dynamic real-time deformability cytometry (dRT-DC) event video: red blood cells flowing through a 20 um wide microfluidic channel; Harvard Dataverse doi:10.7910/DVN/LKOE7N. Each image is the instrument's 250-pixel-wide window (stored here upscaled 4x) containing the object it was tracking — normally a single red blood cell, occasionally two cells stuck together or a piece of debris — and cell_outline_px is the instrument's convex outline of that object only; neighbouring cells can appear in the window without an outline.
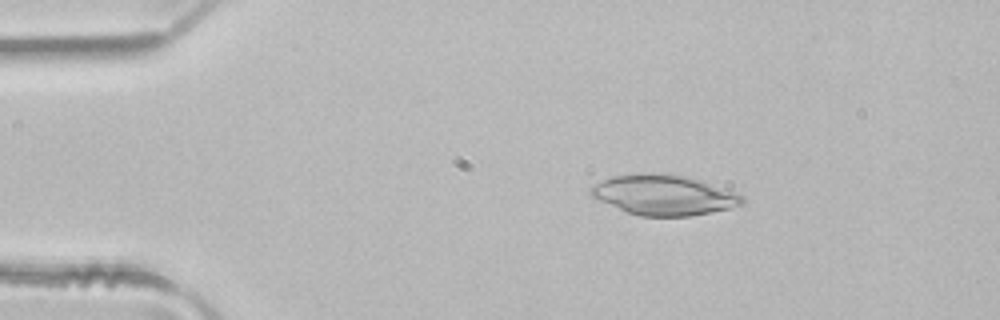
{"species": "common noctule bat (a hibernating species)", "species_latin": "Nyctalus noctula", "temperature_condition": "room temperature", "stored_images_in_passage": 41, "camera_frame_rate_fps": 3000, "um_per_image_px": 0.085, "animal": {"sex": "male", "body_mass_g": 21.5, "forearm_length_mm": 52.0}, "frame": {"image": 1, "passage_image": 1, "time_ms": 0.0, "image_size_px": [1000, 320], "cell_outline_px": [[744, 204], [712, 212], [688, 216], [640, 216], [628, 212], [600, 200], [592, 196], [588, 192], [588, 188], [612, 176], [644, 172], [652, 172], [684, 176], [736, 192], [744, 196]], "centroid_in_image_um": [56.42, 16.57], "position_along_channel_um": 28.6, "area_um2": 35.08}}
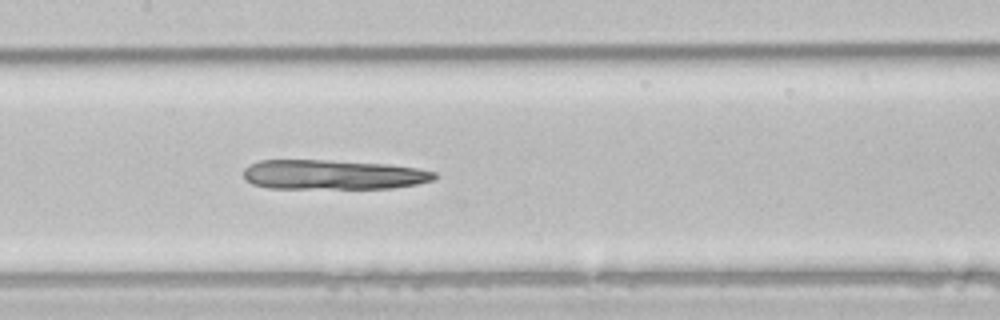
{"frame": {"image": 2, "passage_image": 16, "time_ms": 5.0, "image_size_px": [1000, 320], "cell_outline_px": [[440, 176], [436, 180], [416, 184], [392, 188], [268, 188], [252, 184], [244, 180], [244, 168], [248, 164], [260, 160], [332, 160], [388, 164], [416, 168], [436, 172]], "centroid_in_image_um": [28.31, 14.84], "position_along_channel_um": 179.1, "area_um2": 33.35}}
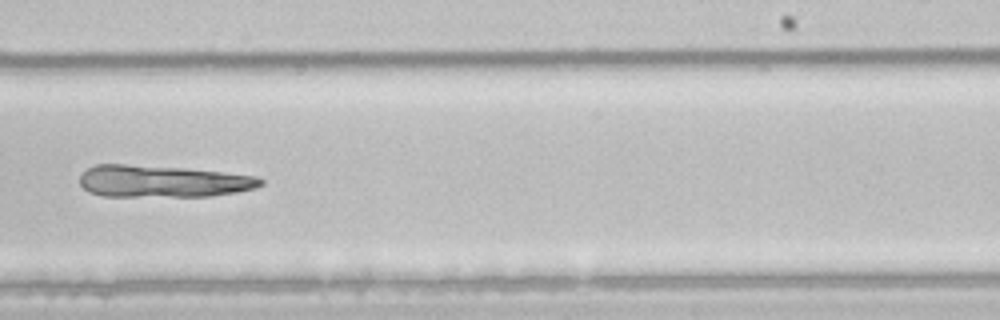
{"frame": {"image": 3, "passage_image": 23, "time_ms": 7.333, "image_size_px": [1000, 320], "cell_outline_px": [[264, 184], [256, 188], [236, 192], [212, 196], [104, 196], [88, 192], [80, 184], [80, 176], [88, 168], [96, 164], [128, 164], [188, 168], [256, 176], [264, 180]], "centroid_in_image_um": [13.84, 15.4], "position_along_channel_um": 275.2, "area_um2": 33.87}}